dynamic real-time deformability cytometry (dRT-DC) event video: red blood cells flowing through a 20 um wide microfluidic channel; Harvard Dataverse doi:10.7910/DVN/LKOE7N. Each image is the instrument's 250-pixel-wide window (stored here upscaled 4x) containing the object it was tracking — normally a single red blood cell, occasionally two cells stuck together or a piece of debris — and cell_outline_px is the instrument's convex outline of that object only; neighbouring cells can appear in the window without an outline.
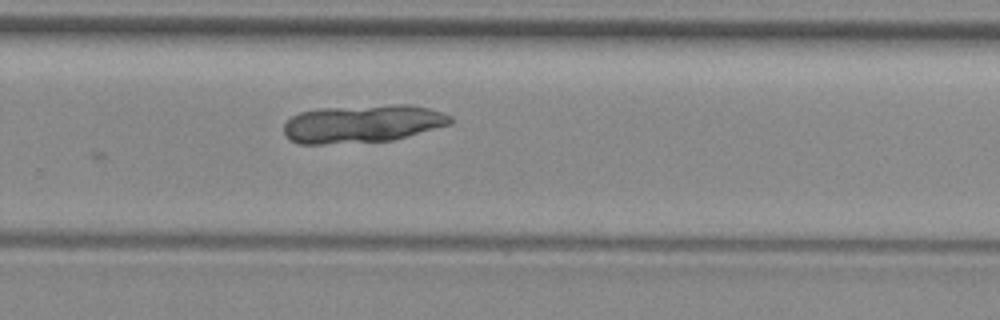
{"species": "common noctule bat (a hibernating species)", "species_latin": "Nyctalus noctula", "temperature_condition": "room temperature", "stored_images_in_passage": 9, "camera_frame_rate_fps": 3000, "um_per_image_px": 0.085, "animal": {"sex": "female", "body_mass_g": 29.2, "forearm_length_mm": 56.3}, "frame": {"image": 1, "passage_image": 9, "time_ms": 10.333, "image_size_px": [1000, 320], "cell_outline_px": [[452, 124], [392, 140], [320, 144], [296, 144], [284, 132], [284, 124], [292, 116], [300, 112], [320, 108], [392, 104], [408, 104], [428, 108], [452, 116]], "centroid_in_image_um": [30.82, 10.5], "position_along_channel_um": 299.0, "area_um2": 36.7}}